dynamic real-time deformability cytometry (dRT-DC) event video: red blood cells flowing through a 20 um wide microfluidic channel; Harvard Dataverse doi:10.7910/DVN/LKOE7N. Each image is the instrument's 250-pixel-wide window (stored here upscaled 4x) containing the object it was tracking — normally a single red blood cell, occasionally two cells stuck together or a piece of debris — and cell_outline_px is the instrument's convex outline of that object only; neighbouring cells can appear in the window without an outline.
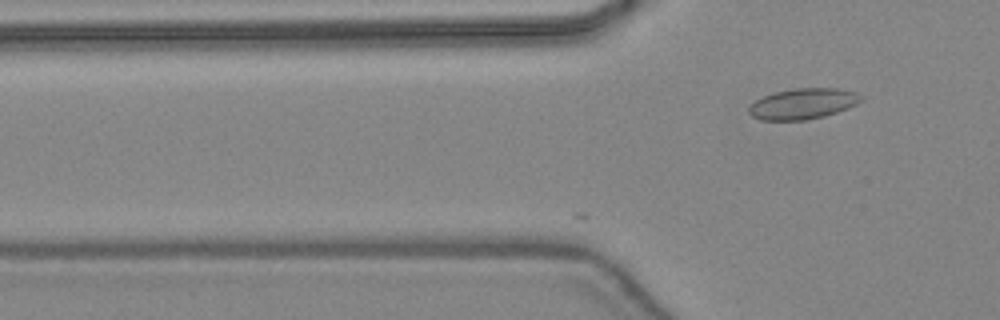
{"species": "common noctule bat (a hibernating species)", "species_latin": "Nyctalus noctula", "temperature_condition": "warm", "stored_images_in_passage": 11, "camera_frame_rate_fps": 3000, "um_per_image_px": 0.085, "animal": {"sex": "female", "body_mass_g": 24.6, "forearm_length_mm": 56.2}, "frame": {"image": 1, "passage_image": 11, "time_ms": 3.333, "image_size_px": [1000, 320], "cell_outline_px": [[864, 100], [848, 108], [824, 116], [804, 120], [760, 120], [752, 116], [748, 112], [748, 108], [756, 100], [764, 96], [776, 92], [796, 88], [836, 88], [856, 92], [864, 96]], "centroid_in_image_um": [68.28, 8.82], "position_along_channel_um": 57.5, "area_um2": 20.06}}